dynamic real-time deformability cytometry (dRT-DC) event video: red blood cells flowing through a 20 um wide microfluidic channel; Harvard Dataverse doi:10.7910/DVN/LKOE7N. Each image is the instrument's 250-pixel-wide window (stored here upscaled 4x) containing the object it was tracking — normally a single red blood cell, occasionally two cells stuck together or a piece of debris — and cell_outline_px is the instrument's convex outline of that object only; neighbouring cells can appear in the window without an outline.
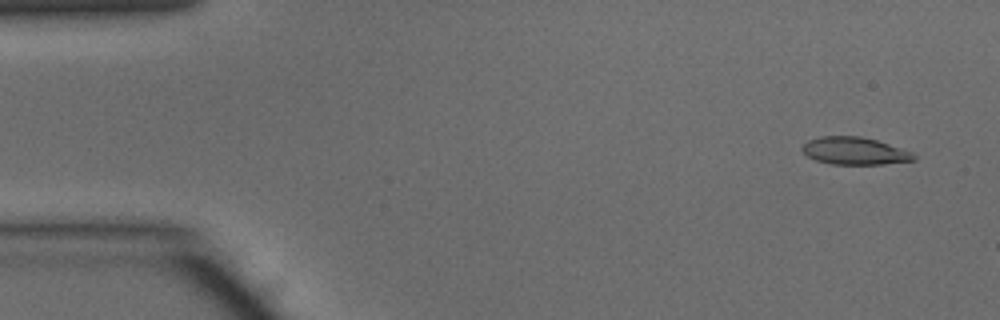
{"species": "common noctule bat (a hibernating species)", "species_latin": "Nyctalus noctula", "temperature_condition": "warm", "stored_images_in_passage": 9, "camera_frame_rate_fps": 3000, "um_per_image_px": 0.085, "animal": {"sex": "male", "body_mass_g": 15.6}, "frame": {"image": 1, "passage_image": 3, "time_ms": 0.667, "image_size_px": [1000, 320], "cell_outline_px": [[916, 160], [884, 164], [832, 164], [816, 160], [808, 156], [800, 148], [808, 140], [820, 136], [860, 136], [876, 140], [912, 152], [916, 156]], "centroid_in_image_um": [72.64, 12.83], "position_along_channel_um": 12.4, "area_um2": 17.74}}